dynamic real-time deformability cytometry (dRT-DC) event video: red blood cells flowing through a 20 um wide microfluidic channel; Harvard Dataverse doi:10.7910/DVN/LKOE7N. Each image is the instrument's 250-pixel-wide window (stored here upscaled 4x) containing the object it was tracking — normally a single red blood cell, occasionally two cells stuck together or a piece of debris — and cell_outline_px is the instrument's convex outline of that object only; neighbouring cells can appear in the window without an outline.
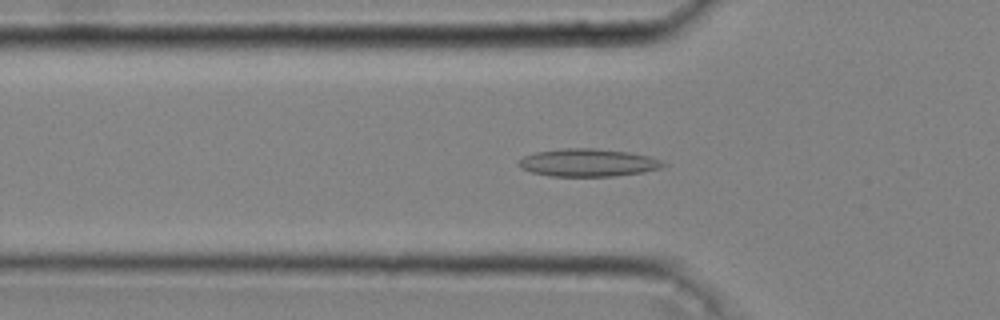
{"species": "common noctule bat (a hibernating species)", "species_latin": "Nyctalus noctula", "temperature_condition": "cold", "stored_images_in_passage": 44, "camera_frame_rate_fps": 3000, "um_per_image_px": 0.085, "animal": {"sex": "male", "body_mass_g": 20.4}, "frame": {"image": 1, "passage_image": 13, "time_ms": 4.0, "image_size_px": [1000, 320], "cell_outline_px": [[668, 164], [660, 168], [644, 172], [616, 176], [548, 176], [532, 172], [520, 168], [516, 164], [516, 160], [524, 156], [536, 152], [560, 148], [596, 148], [628, 152], [648, 156], [660, 160]], "centroid_in_image_um": [49.94, 13.82], "position_along_channel_um": 75.9, "area_um2": 23.58}}
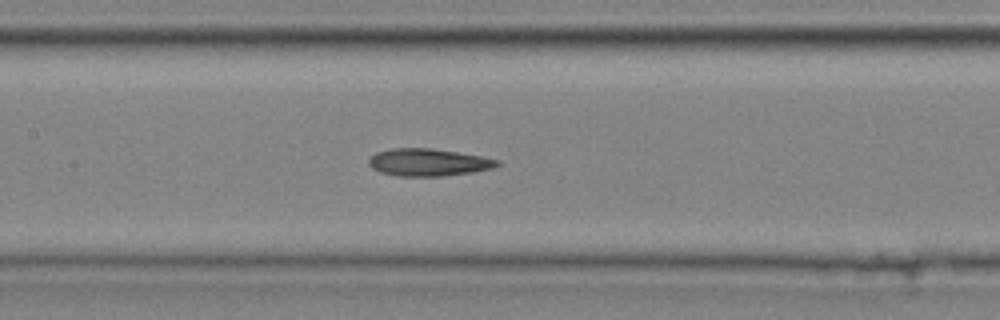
{"frame": {"image": 2, "passage_image": 20, "time_ms": 6.333, "image_size_px": [1000, 320], "cell_outline_px": [[500, 164], [492, 168], [472, 172], [440, 176], [396, 176], [380, 172], [372, 168], [368, 164], [368, 160], [376, 152], [392, 148], [432, 148], [480, 156], [500, 160]], "centroid_in_image_um": [36.38, 13.8], "position_along_channel_um": 171.0, "area_um2": 20.4}}
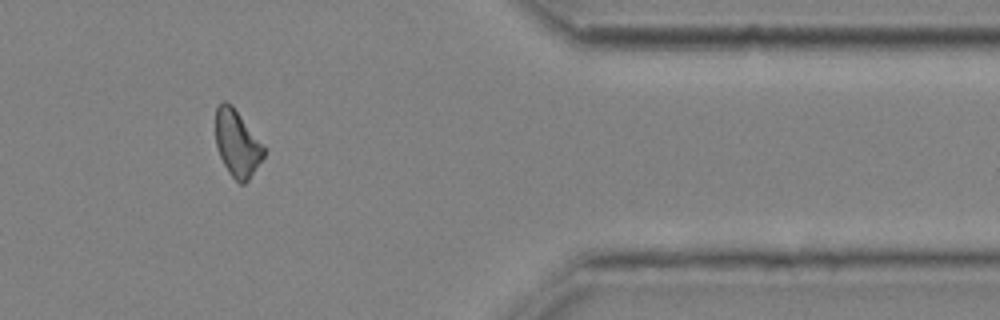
{"frame": {"image": 3, "passage_image": 38, "time_ms": 12.333, "image_size_px": [1000, 320], "cell_outline_px": [[268, 148], [264, 156], [248, 180], [244, 184], [240, 184], [228, 172], [220, 156], [216, 144], [216, 108], [224, 100], [232, 104]], "centroid_in_image_um": [20.2, 12.17], "position_along_channel_um": 391.2, "area_um2": 18.96}}